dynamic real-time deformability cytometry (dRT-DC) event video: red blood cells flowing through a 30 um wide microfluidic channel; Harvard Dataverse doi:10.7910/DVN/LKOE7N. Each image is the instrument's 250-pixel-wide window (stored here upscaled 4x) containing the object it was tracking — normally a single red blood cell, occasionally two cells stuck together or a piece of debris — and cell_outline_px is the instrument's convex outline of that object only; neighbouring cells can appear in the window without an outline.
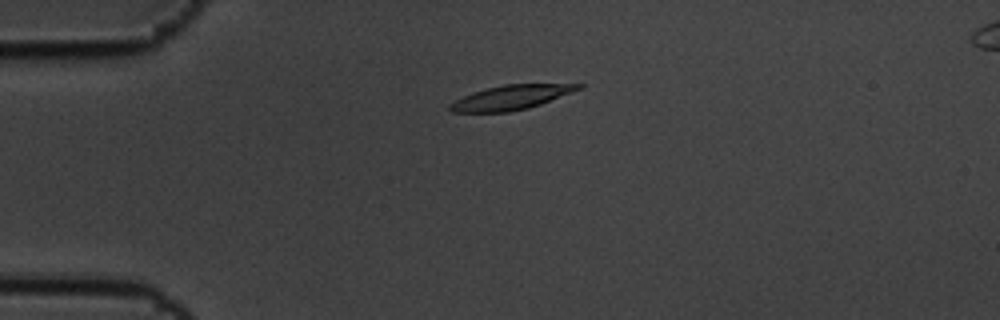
{"species": "common noctule bat (a hibernating species)", "species_latin": "Nyctalus noctula", "temperature_condition": "cold", "stored_images_in_passage": 46, "camera_frame_rate_fps": 3000, "um_per_image_px": 0.085, "animal": {"sex": "male", "body_mass_g": 19.5, "forearm_length_mm": 54.6}, "frame": {"image": 1, "passage_image": 1, "time_ms": 0.0, "image_size_px": [1000, 320], "cell_outline_px": [[584, 84], [580, 88], [572, 92], [540, 104], [528, 108], [508, 112], [452, 112], [448, 108], [448, 104], [472, 92], [504, 84]], "centroid_in_image_um": [43.39, 8.29], "position_along_channel_um": 41.6, "area_um2": 18.03}}
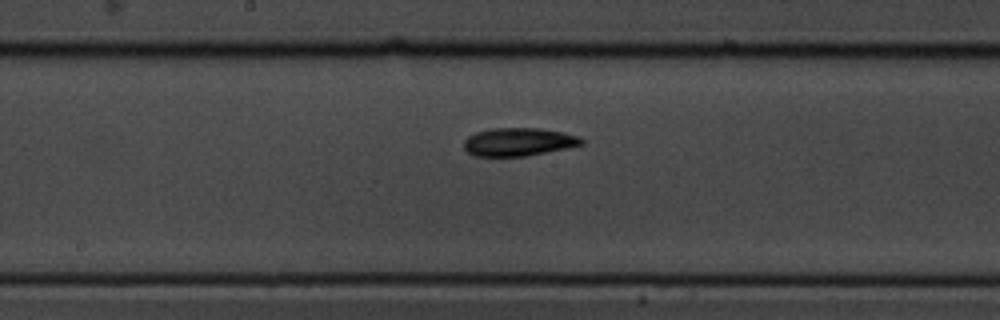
{"frame": {"image": 2, "passage_image": 18, "time_ms": 5.667, "image_size_px": [1000, 320], "cell_outline_px": [[584, 144], [568, 148], [524, 156], [472, 156], [464, 148], [464, 140], [468, 136], [476, 132], [492, 128], [540, 128], [580, 136], [584, 140]], "centroid_in_image_um": [44.07, 12.06], "position_along_channel_um": 204.1, "area_um2": 19.31}}
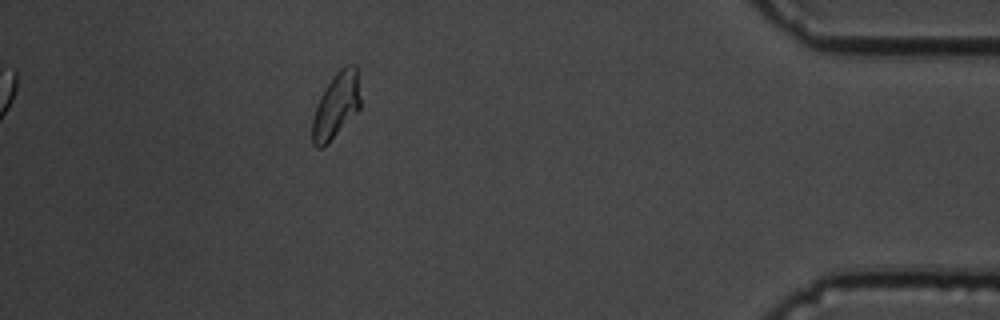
{"frame": {"image": 3, "passage_image": 40, "time_ms": 13.0, "image_size_px": [1000, 320], "cell_outline_px": [[360, 108], [320, 148], [316, 148], [312, 144], [312, 120], [316, 104], [320, 96], [336, 72], [344, 64], [356, 64], [360, 100]], "centroid_in_image_um": [28.55, 8.9], "position_along_channel_um": 406.6, "area_um2": 17.8}, "authors_computed_cell_mechanics": {"area_um2": 18.496, "velocity_mm_per_s": 3.3844, "shape_relaxation_time_tau1_ms": 2.9496, "shape_relaxation_time_tau2_ms": 6.1139, "deformation_change_tau1": 0.1065, "deformation_change_tau2": 0.1034}}